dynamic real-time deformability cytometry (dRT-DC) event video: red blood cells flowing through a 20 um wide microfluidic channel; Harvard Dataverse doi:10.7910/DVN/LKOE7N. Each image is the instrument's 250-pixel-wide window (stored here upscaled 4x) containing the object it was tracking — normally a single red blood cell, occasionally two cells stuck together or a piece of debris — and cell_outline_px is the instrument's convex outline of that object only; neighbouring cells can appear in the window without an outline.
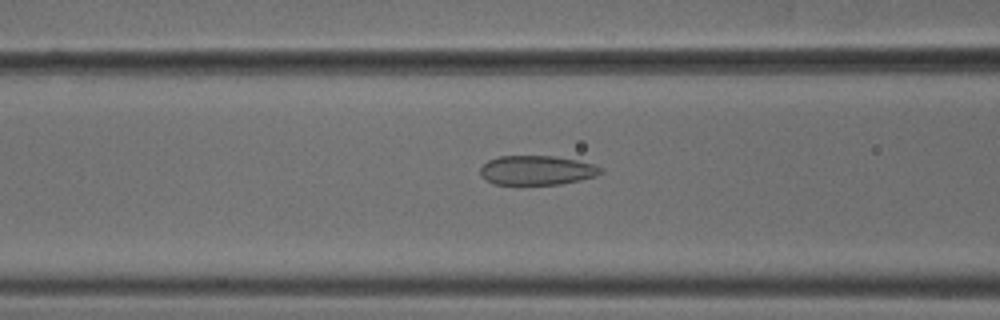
{"species": "common noctule bat (a hibernating species)", "species_latin": "Nyctalus noctula", "temperature_condition": "cold", "stored_images_in_passage": 53, "camera_frame_rate_fps": 3000, "um_per_image_px": 0.085, "animal": {"sex": "male", "body_mass_g": 18.8}, "frame": {"image": 1, "passage_image": 21, "time_ms": 6.667, "image_size_px": [1000, 320], "cell_outline_px": [[604, 172], [596, 176], [580, 180], [560, 184], [496, 184], [484, 180], [480, 176], [480, 168], [488, 160], [500, 156], [556, 156], [596, 164], [604, 168]], "centroid_in_image_um": [45.66, 14.47], "position_along_channel_um": 120.9, "area_um2": 20.81}}
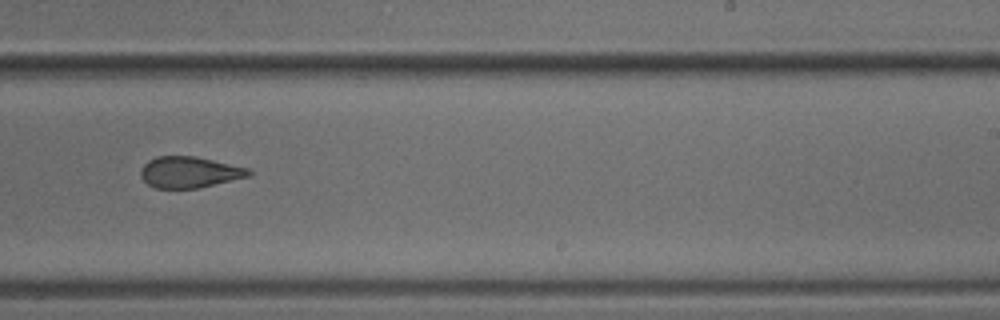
{"frame": {"image": 2, "passage_image": 33, "time_ms": 10.667, "image_size_px": [1000, 320], "cell_outline_px": [[252, 172], [248, 176], [196, 188], [156, 188], [148, 184], [140, 176], [140, 168], [148, 160], [156, 156], [196, 156], [248, 168]], "centroid_in_image_um": [16.04, 14.62], "position_along_channel_um": 273.0, "area_um2": 19.42}}
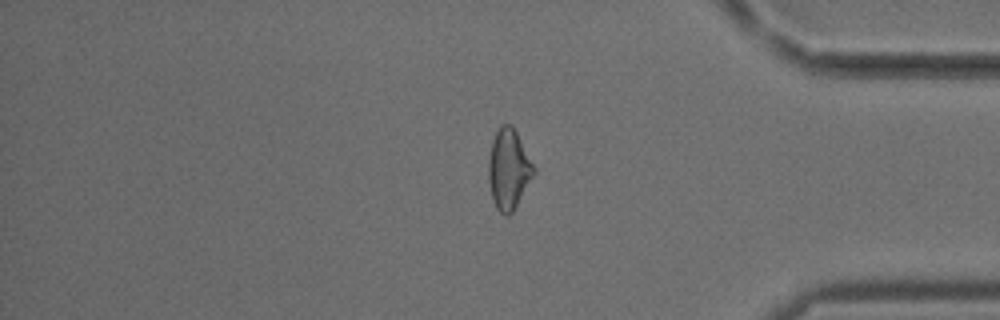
{"frame": {"image": 3, "passage_image": 44, "time_ms": 14.333, "image_size_px": [1000, 320], "cell_outline_px": [[536, 172], [512, 212], [508, 216], [504, 216], [496, 208], [492, 200], [488, 180], [488, 160], [492, 140], [500, 124], [512, 124], [536, 168]], "centroid_in_image_um": [43.23, 14.38], "position_along_channel_um": 392.0, "area_um2": 21.33}, "authors_computed_cell_mechanics": {"area_um2": 21.5016, "velocity_mm_per_s": 3.8013, "shape_relaxation_time_tau1_ms": 7.2301, "shape_relaxation_time_tau2_ms": 2.1865, "deformation_change_tau1": 0.1326, "deformation_change_tau2": 0.0934}}